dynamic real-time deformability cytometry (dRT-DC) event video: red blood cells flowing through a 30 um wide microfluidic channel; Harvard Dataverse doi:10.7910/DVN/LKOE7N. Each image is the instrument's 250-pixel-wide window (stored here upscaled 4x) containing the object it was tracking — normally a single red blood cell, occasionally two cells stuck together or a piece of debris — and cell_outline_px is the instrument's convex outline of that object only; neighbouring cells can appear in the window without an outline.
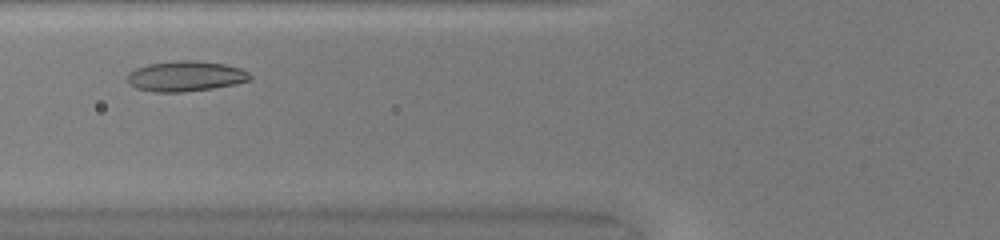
{"species": "common noctule bat (a hibernating species)", "species_latin": "Nyctalus noctula", "temperature_condition": "warm", "stored_images_in_passage": 28, "camera_frame_rate_fps": 3000, "um_per_image_px": 0.085, "animal": {"sex": "female", "body_mass_g": 20.0, "forearm_length_mm": 54.0}, "frame": {"image": 1, "passage_image": 6, "time_ms": 1.667, "image_size_px": [1000, 240], "cell_outline_px": [[252, 80], [236, 84], [212, 88], [184, 92], [152, 92], [136, 88], [128, 84], [128, 72], [136, 68], [148, 64], [180, 60], [192, 60], [224, 64], [240, 68], [248, 72], [252, 76]], "centroid_in_image_um": [15.77, 6.48], "position_along_channel_um": 110.0, "area_um2": 21.79}}
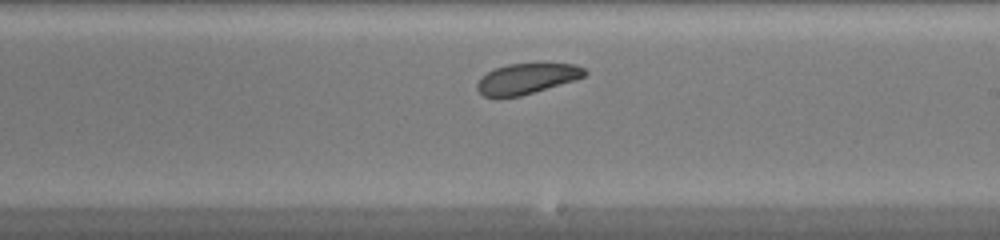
{"frame": {"image": 2, "passage_image": 16, "time_ms": 5.0, "image_size_px": [1000, 240], "cell_outline_px": [[588, 72], [584, 76], [576, 80], [520, 96], [484, 96], [476, 88], [476, 84], [480, 76], [496, 68], [508, 64], [576, 64], [584, 68]], "centroid_in_image_um": [44.79, 6.68], "position_along_channel_um": 244.2, "area_um2": 18.9}}
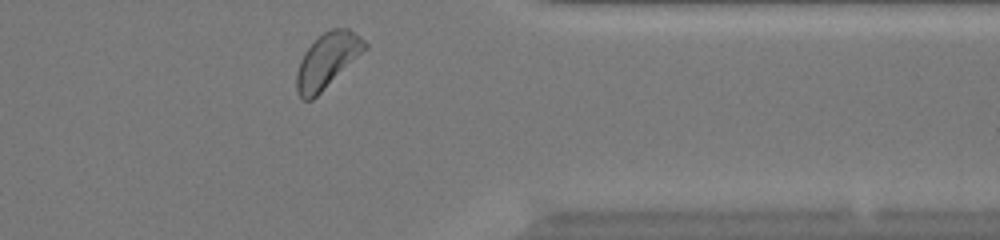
{"frame": {"image": 3, "passage_image": 27, "time_ms": 8.667, "image_size_px": [1000, 240], "cell_outline_px": [[368, 48], [312, 100], [304, 100], [296, 92], [296, 72], [300, 60], [304, 52], [324, 32], [332, 28], [348, 28], [360, 36], [368, 44]], "centroid_in_image_um": [27.82, 5.14], "position_along_channel_um": 383.6, "area_um2": 21.62}, "authors_computed_cell_mechanics": {"area_um2": 20.7213, "velocity_mm_per_s": 4.0416, "shape_relaxation_time_tau1_ms": 1.0976, "shape_relaxation_time_tau2_ms": 6.741, "deformation_change_tau1": 0.047, "deformation_change_tau2": 0.1497}}